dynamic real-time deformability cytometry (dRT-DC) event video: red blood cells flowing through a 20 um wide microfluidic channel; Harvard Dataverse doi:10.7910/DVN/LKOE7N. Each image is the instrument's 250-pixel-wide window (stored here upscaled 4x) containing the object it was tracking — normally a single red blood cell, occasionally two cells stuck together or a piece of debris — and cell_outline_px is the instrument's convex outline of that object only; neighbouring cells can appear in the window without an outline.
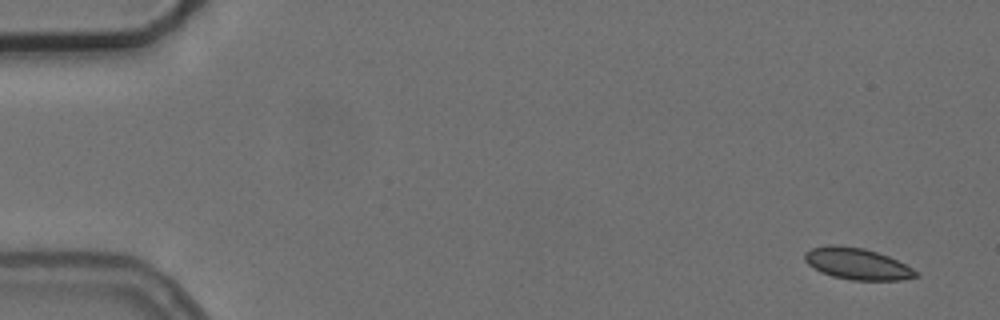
{"species": "common noctule bat (a hibernating species)", "species_latin": "Nyctalus noctula", "temperature_condition": "cold", "stored_images_in_passage": 5, "camera_frame_rate_fps": 3000, "um_per_image_px": 0.085, "animal": {"sex": "female", "body_mass_g": 24.6, "forearm_length_mm": 56.2}, "frame": {"image": 1, "passage_image": 1, "time_ms": 0.0, "image_size_px": [1000, 320], "cell_outline_px": [[920, 276], [900, 280], [852, 280], [832, 276], [820, 272], [808, 264], [804, 260], [804, 252], [812, 248], [828, 244], [836, 244], [864, 248], [888, 256], [920, 272]], "centroid_in_image_um": [72.84, 22.41], "position_along_channel_um": 12.2, "area_um2": 20.52}}
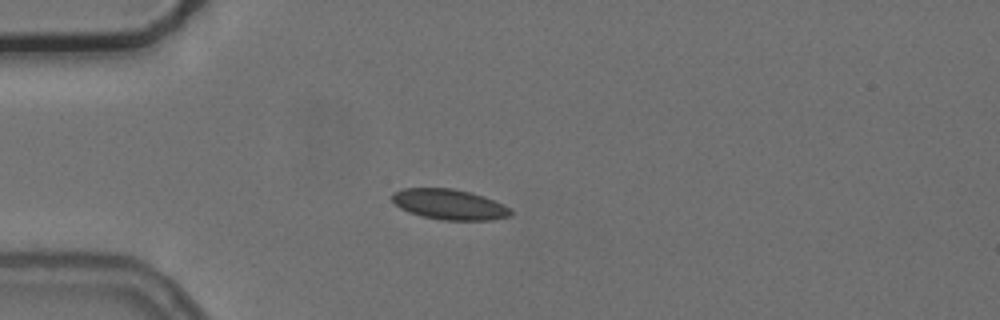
{"frame": {"image": 2, "passage_image": 4, "time_ms": 4.0, "image_size_px": [1000, 320], "cell_outline_px": [[512, 216], [492, 220], [440, 220], [408, 212], [400, 208], [388, 196], [392, 192], [404, 188], [452, 188], [472, 192], [484, 196], [504, 204], [512, 212]], "centroid_in_image_um": [38.18, 17.36], "position_along_channel_um": 46.8, "area_um2": 21.27}}
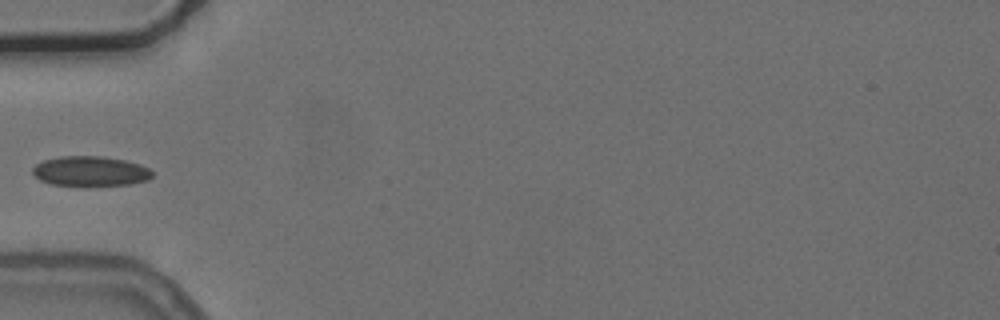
{"frame": {"image": 3, "passage_image": 5, "time_ms": 5.333, "image_size_px": [1000, 320], "cell_outline_px": [[152, 176], [148, 180], [132, 184], [84, 188], [52, 184], [40, 180], [32, 172], [32, 168], [36, 164], [44, 160], [60, 156], [104, 156], [124, 160], [140, 164], [148, 168], [152, 172]], "centroid_in_image_um": [7.68, 14.59], "position_along_channel_um": 77.3, "area_um2": 21.56}}